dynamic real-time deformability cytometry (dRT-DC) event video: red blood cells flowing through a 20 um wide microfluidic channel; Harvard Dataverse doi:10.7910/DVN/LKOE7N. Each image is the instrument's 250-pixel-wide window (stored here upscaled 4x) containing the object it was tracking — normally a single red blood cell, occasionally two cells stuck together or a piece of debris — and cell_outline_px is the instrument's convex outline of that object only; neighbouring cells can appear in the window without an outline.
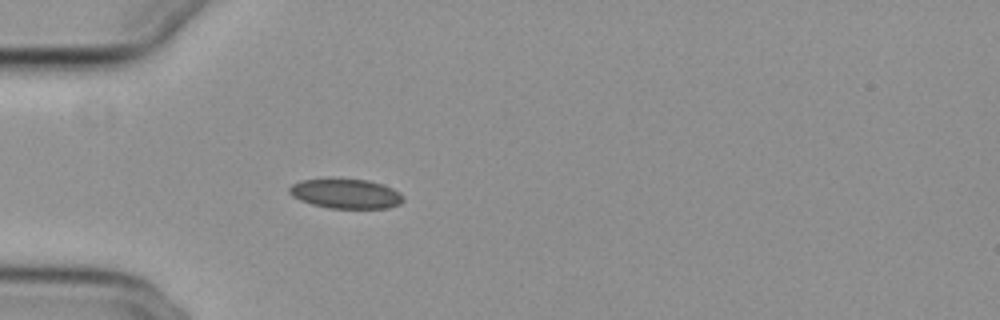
{"species": "common noctule bat (a hibernating species)", "species_latin": "Nyctalus noctula", "temperature_condition": "cold", "stored_images_in_passage": 44, "camera_frame_rate_fps": 3000, "um_per_image_px": 0.085, "animal": {"sex": "female", "body_mass_g": 29.2, "forearm_length_mm": 56.3}, "frame": {"image": 1, "passage_image": 6, "time_ms": 1.667, "image_size_px": [1000, 320], "cell_outline_px": [[404, 200], [400, 204], [388, 208], [328, 208], [312, 204], [300, 200], [292, 196], [288, 192], [288, 188], [292, 184], [300, 180], [328, 176], [368, 180], [392, 188], [400, 192], [404, 196]], "centroid_in_image_um": [29.35, 16.42], "position_along_channel_um": 55.7, "area_um2": 20.4}}
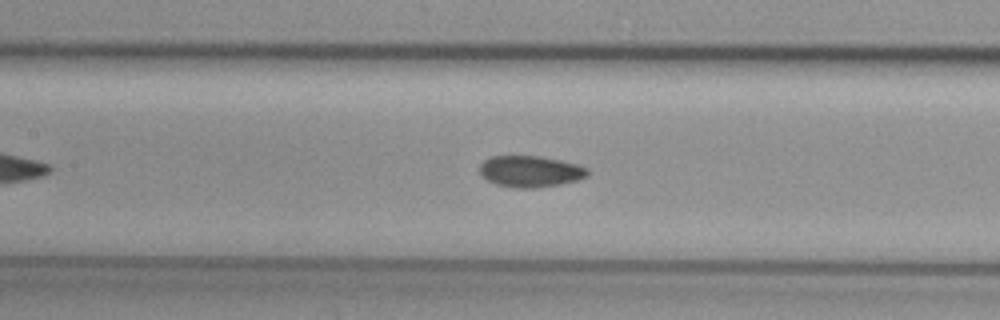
{"frame": {"image": 2, "passage_image": 15, "time_ms": 4.667, "image_size_px": [1000, 320], "cell_outline_px": [[588, 176], [576, 180], [560, 184], [536, 188], [516, 188], [496, 184], [488, 180], [480, 172], [480, 164], [484, 160], [492, 156], [540, 156], [560, 160], [576, 164], [588, 168]], "centroid_in_image_um": [45.08, 14.57], "position_along_channel_um": 162.3, "area_um2": 19.59}}
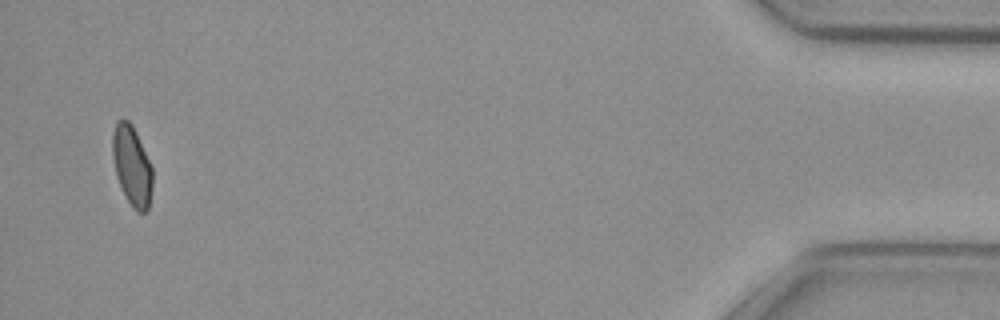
{"frame": {"image": 3, "passage_image": 42, "time_ms": 13.667, "image_size_px": [1000, 320], "cell_outline_px": [[152, 188], [148, 208], [144, 212], [136, 212], [132, 208], [120, 184], [116, 172], [112, 156], [112, 132], [116, 120], [128, 120], [132, 124], [136, 132], [152, 168]], "centroid_in_image_um": [11.2, 14.07], "position_along_channel_um": 424.0, "area_um2": 18.38}, "authors_computed_cell_mechanics": {"area_um2": 19.5942, "velocity_mm_per_s": 3.8405, "shape_relaxation_time_tau1_ms": null, "shape_relaxation_time_tau2_ms": 5.1409, "deformation_change_tau1": null, "deformation_change_tau2": 0.0756}}